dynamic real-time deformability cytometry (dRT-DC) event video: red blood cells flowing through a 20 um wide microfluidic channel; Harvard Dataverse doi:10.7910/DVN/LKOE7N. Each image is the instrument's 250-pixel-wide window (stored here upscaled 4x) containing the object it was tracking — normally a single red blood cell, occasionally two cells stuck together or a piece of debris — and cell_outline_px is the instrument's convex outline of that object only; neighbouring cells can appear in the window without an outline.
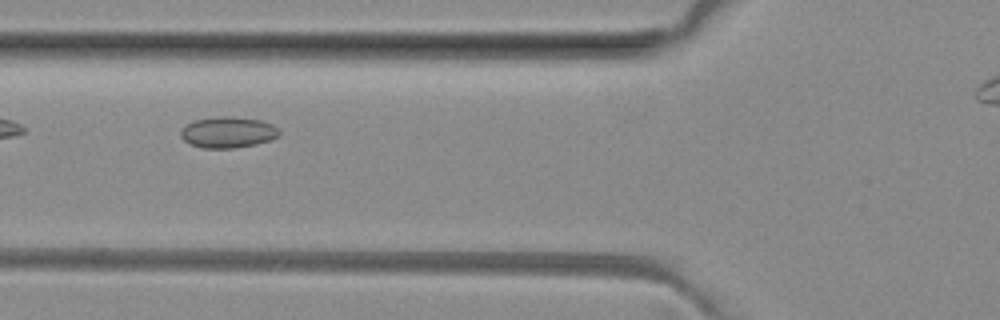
{"species": "common noctule bat (a hibernating species)", "species_latin": "Nyctalus noctula", "temperature_condition": "room temperature", "stored_images_in_passage": 4, "camera_frame_rate_fps": 3000, "um_per_image_px": 0.085, "animal": {"sex": "female", "body_mass_g": 29.2, "forearm_length_mm": 56.3}, "frame": {"image": 1, "passage_image": 2, "time_ms": 1.0, "image_size_px": [1000, 320], "cell_outline_px": [[280, 136], [256, 144], [232, 148], [204, 148], [188, 144], [180, 136], [180, 132], [192, 120], [216, 116], [224, 116], [260, 120], [272, 124], [280, 132]], "centroid_in_image_um": [19.35, 11.24], "position_along_channel_um": 106.5, "area_um2": 17.74}}
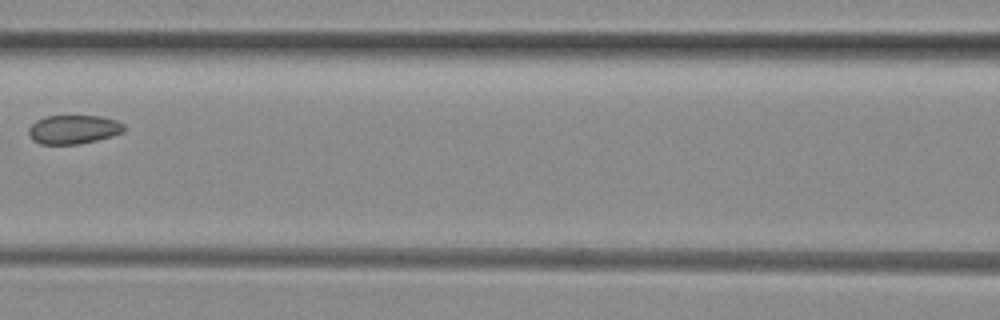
{"frame": {"image": 2, "passage_image": 3, "time_ms": 2.333, "image_size_px": [1000, 320], "cell_outline_px": [[128, 128], [124, 132], [112, 136], [96, 140], [76, 144], [40, 144], [32, 140], [28, 132], [28, 128], [36, 120], [44, 116], [100, 116], [116, 120], [124, 124]], "centroid_in_image_um": [6.26, 11.0], "position_along_channel_um": 160.3, "area_um2": 16.18}}
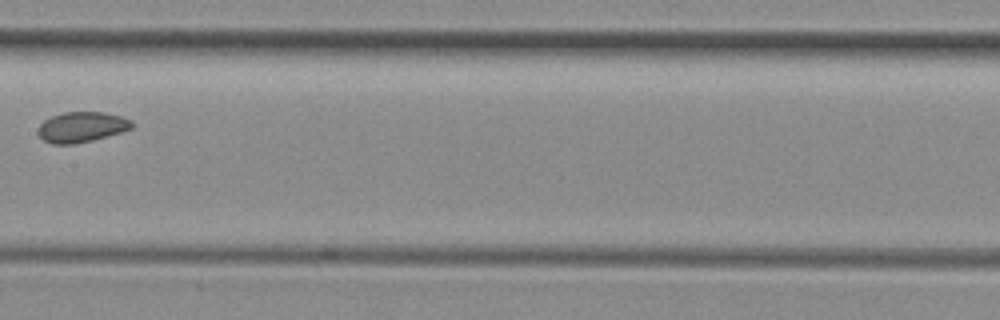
{"frame": {"image": 3, "passage_image": 4, "time_ms": 3.333, "image_size_px": [1000, 320], "cell_outline_px": [[132, 128], [120, 132], [92, 140], [72, 144], [52, 144], [44, 140], [40, 136], [40, 124], [44, 120], [52, 116], [64, 112], [104, 112], [120, 116], [132, 120]], "centroid_in_image_um": [6.95, 10.79], "position_along_channel_um": 200.5, "area_um2": 16.3}}